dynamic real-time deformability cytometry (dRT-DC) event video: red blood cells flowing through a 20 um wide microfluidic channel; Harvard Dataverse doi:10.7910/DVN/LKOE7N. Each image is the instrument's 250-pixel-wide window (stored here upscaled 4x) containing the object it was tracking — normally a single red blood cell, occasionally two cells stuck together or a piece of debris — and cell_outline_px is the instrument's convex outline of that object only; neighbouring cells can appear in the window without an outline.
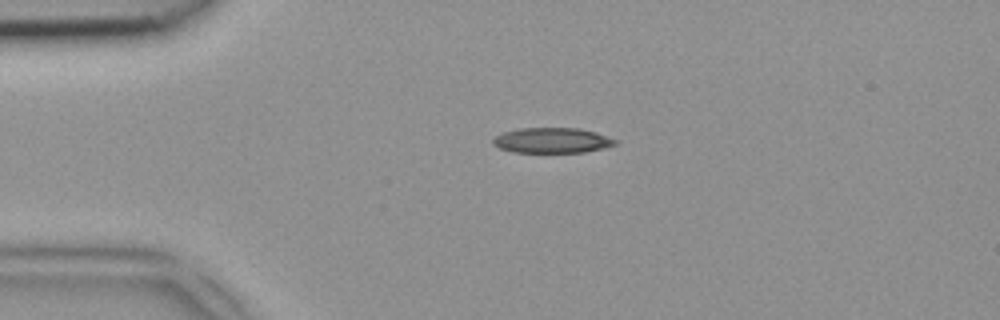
{"species": "common noctule bat (a hibernating species)", "species_latin": "Nyctalus noctula", "temperature_condition": "room temperature", "stored_images_in_passage": 40, "camera_frame_rate_fps": 3000, "um_per_image_px": 0.085, "animal": {"sex": "female", "body_mass_g": 18.4}, "frame": {"image": 1, "passage_image": 3, "time_ms": 0.667, "image_size_px": [1000, 320], "cell_outline_px": [[620, 140], [616, 144], [604, 148], [584, 152], [512, 152], [500, 148], [492, 144], [492, 140], [496, 136], [504, 132], [520, 128], [580, 128], [596, 132]], "centroid_in_image_um": [46.96, 11.93], "position_along_channel_um": 38.0, "area_um2": 18.09}}
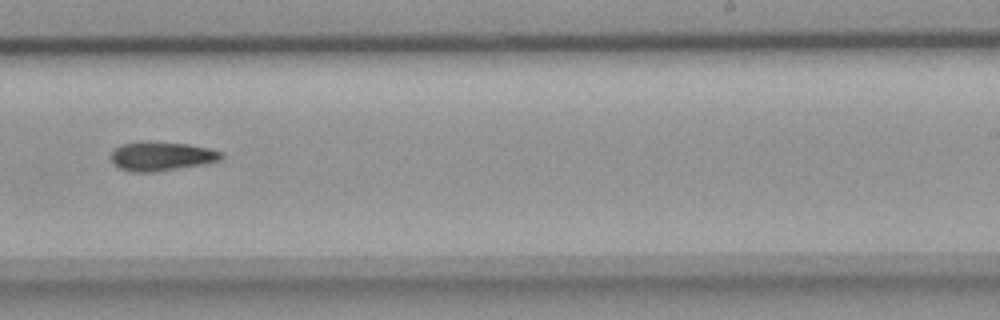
{"frame": {"image": 2, "passage_image": 22, "time_ms": 7.0, "image_size_px": [1000, 320], "cell_outline_px": [[224, 160], [208, 164], [156, 172], [132, 172], [120, 168], [112, 160], [112, 152], [116, 148], [124, 144], [140, 140], [188, 144], [208, 148], [224, 152]], "centroid_in_image_um": [13.82, 13.28], "position_along_channel_um": 275.2, "area_um2": 19.02}}
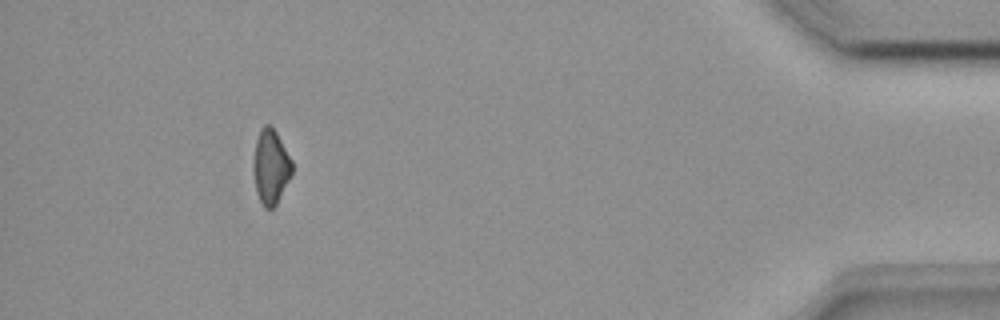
{"frame": {"image": 3, "passage_image": 36, "time_ms": 11.667, "image_size_px": [1000, 320], "cell_outline_px": [[292, 172], [276, 204], [272, 208], [264, 208], [256, 192], [256, 140], [260, 128], [264, 124], [268, 124], [276, 132], [292, 160]], "centroid_in_image_um": [23.05, 14.16], "position_along_channel_um": 412.2, "area_um2": 15.9}}